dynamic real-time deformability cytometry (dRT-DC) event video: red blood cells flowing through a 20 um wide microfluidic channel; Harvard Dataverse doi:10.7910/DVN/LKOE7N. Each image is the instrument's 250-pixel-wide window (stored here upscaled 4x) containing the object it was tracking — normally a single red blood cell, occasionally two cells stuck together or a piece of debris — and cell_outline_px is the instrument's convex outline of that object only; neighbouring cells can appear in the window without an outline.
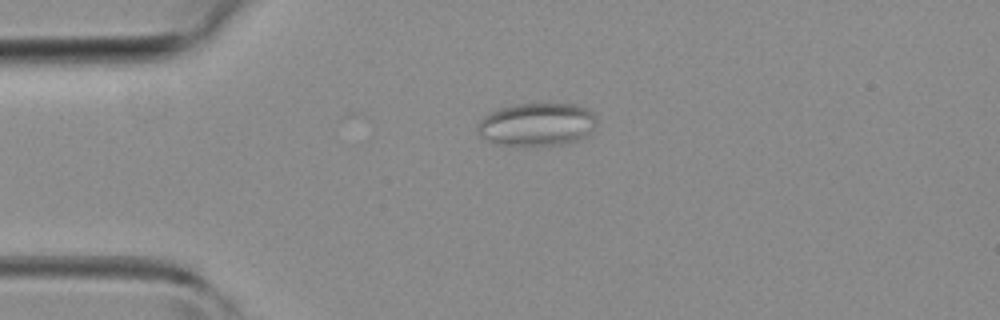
{"species": "common noctule bat (a hibernating species)", "species_latin": "Nyctalus noctula", "temperature_condition": "room temperature", "stored_images_in_passage": 10, "camera_frame_rate_fps": 3000, "um_per_image_px": 0.085, "animal": {"sex": "female", "body_mass_g": 19.3, "forearm_length_mm": 54.1}, "frame": {"image": 1, "passage_image": 1, "time_ms": 0.0, "image_size_px": [1000, 320], "cell_outline_px": [[596, 120], [592, 136], [568, 144], [524, 148], [520, 148], [496, 144], [480, 136], [476, 132], [476, 128], [480, 120], [484, 116], [500, 108], [512, 104], [572, 104], [588, 108], [596, 116]], "centroid_in_image_um": [45.66, 10.63], "position_along_channel_um": 39.3, "area_um2": 31.1}}